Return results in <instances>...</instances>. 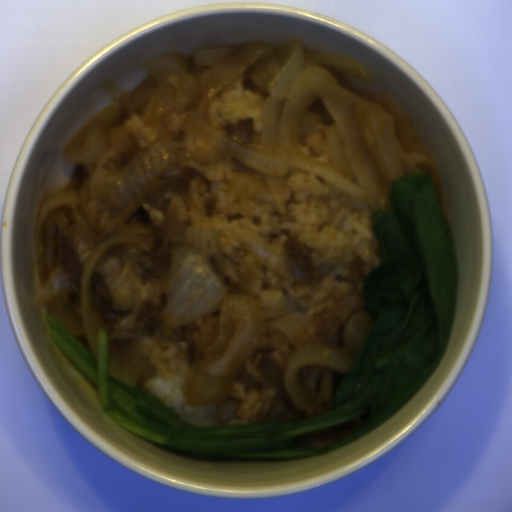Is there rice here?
<instances>
[{"label":"rice","mask_w":512,"mask_h":512,"mask_svg":"<svg viewBox=\"0 0 512 512\" xmlns=\"http://www.w3.org/2000/svg\"><path fill=\"white\" fill-rule=\"evenodd\" d=\"M284 181L285 214L276 205L272 192L264 188L259 195L240 200L234 196L229 181H218L217 209L212 216L206 212L199 183L193 181L189 184V219L191 227L219 233V251L256 272L245 296L254 301L263 325L285 314H294L307 325L315 313L350 288L352 256L359 258L368 277L381 263L383 252L372 219L373 213L380 210L294 167L285 172ZM236 229L249 230L279 249H284L288 236L299 231L301 243L312 250L315 279L292 281L256 261L236 238Z\"/></svg>","instance_id":"rice-1"},{"label":"rice","mask_w":512,"mask_h":512,"mask_svg":"<svg viewBox=\"0 0 512 512\" xmlns=\"http://www.w3.org/2000/svg\"><path fill=\"white\" fill-rule=\"evenodd\" d=\"M183 327L168 328L162 322L154 332L143 335L134 346L132 350L147 357L155 368L154 376L140 387L184 422L199 428L222 426L218 421L217 402L207 406H191L183 394L190 367L186 341H178V333Z\"/></svg>","instance_id":"rice-2"},{"label":"rice","mask_w":512,"mask_h":512,"mask_svg":"<svg viewBox=\"0 0 512 512\" xmlns=\"http://www.w3.org/2000/svg\"><path fill=\"white\" fill-rule=\"evenodd\" d=\"M231 398L236 400L238 418L226 425H249L265 408L260 390H246L243 382L234 380Z\"/></svg>","instance_id":"rice-3"},{"label":"rice","mask_w":512,"mask_h":512,"mask_svg":"<svg viewBox=\"0 0 512 512\" xmlns=\"http://www.w3.org/2000/svg\"><path fill=\"white\" fill-rule=\"evenodd\" d=\"M301 155L325 164H331V154L322 131L310 132L298 148Z\"/></svg>","instance_id":"rice-4"}]
</instances>
